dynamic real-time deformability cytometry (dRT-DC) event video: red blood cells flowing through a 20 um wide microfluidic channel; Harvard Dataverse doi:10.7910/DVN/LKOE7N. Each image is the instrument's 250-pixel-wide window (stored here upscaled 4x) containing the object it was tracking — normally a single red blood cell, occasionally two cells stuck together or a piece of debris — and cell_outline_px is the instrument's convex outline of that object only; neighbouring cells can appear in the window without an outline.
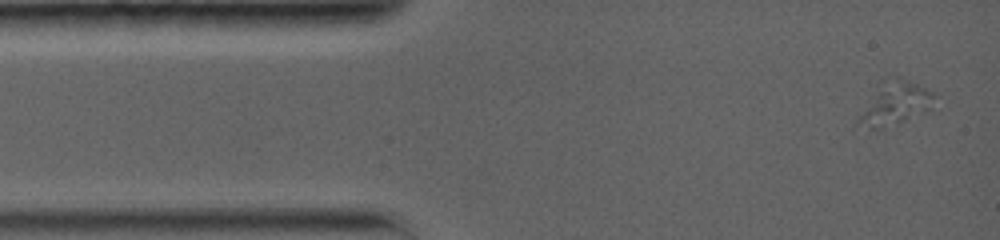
{"species": "common noctule bat (a hibernating species)", "species_latin": "Nyctalus noctula", "temperature_condition": "warm", "stored_images_in_passage": 8, "camera_frame_rate_fps": 5000, "um_per_image_px": 0.085, "animal": {"sex": "female", "body_mass_g": 19.0, "forearm_length_mm": 56.7}, "frame": {"image": 1, "passage_image": 2, "time_ms": 0.6, "image_size_px": [1000, 240], "cell_outline_px": [[924, 92], [904, 120], [900, 124], [884, 128], [868, 128], [852, 124], [880, 80], [884, 76], [892, 72], [896, 72], [924, 88]], "centroid_in_image_um": [75.61, 8.7], "position_along_channel_um": 9.4, "area_um2": 17.34}}